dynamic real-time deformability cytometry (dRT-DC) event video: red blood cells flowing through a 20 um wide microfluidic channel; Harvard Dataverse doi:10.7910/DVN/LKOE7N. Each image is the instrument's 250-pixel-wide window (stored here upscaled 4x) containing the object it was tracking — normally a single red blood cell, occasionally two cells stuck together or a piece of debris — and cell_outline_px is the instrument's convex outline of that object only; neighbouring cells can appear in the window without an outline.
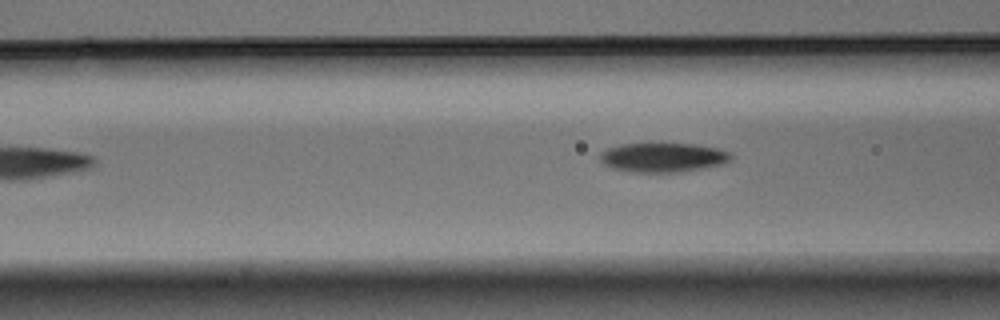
{"species": "Egyptian fruit bat (a non-hibernating species)", "species_latin": "Rousettus aegyptiacus", "temperature_condition": "warm", "stored_images_in_passage": 3, "camera_frame_rate_fps": 3000, "um_per_image_px": 0.085, "animal": {"sex": "male"}, "frame": {"image": 1, "passage_image": 3, "time_ms": 0.667, "image_size_px": [1000, 320], "cell_outline_px": [[732, 160], [724, 164], [676, 172], [632, 172], [612, 168], [604, 164], [600, 160], [600, 152], [608, 148], [620, 144], [696, 144], [716, 148], [732, 152]], "centroid_in_image_um": [56.37, 13.38], "position_along_channel_um": 110.2, "area_um2": 22.31}}